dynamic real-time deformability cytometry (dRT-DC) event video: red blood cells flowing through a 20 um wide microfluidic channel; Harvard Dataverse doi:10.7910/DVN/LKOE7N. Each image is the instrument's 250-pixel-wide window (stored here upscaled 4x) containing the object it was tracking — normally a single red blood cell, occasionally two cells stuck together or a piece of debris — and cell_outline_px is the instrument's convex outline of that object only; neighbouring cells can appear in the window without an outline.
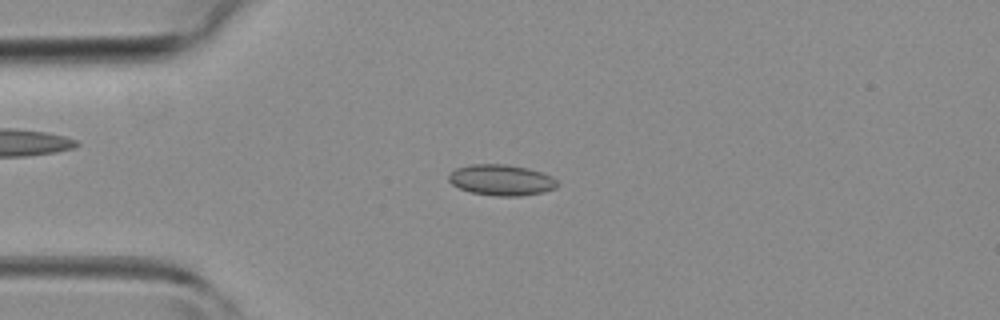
{"species": "common noctule bat (a hibernating species)", "species_latin": "Nyctalus noctula", "temperature_condition": "room temperature", "stored_images_in_passage": 44, "camera_frame_rate_fps": 3000, "um_per_image_px": 0.085, "animal": {"sex": "female", "body_mass_g": 19.3, "forearm_length_mm": 54.1}, "frame": {"image": 1, "passage_image": 10, "time_ms": 3.0, "image_size_px": [1000, 320], "cell_outline_px": [[560, 184], [556, 188], [544, 192], [520, 196], [496, 196], [472, 192], [460, 188], [452, 184], [448, 180], [448, 172], [456, 168], [472, 164], [504, 164], [528, 168], [552, 176]], "centroid_in_image_um": [42.62, 15.3], "position_along_channel_um": 42.4, "area_um2": 19.65}}
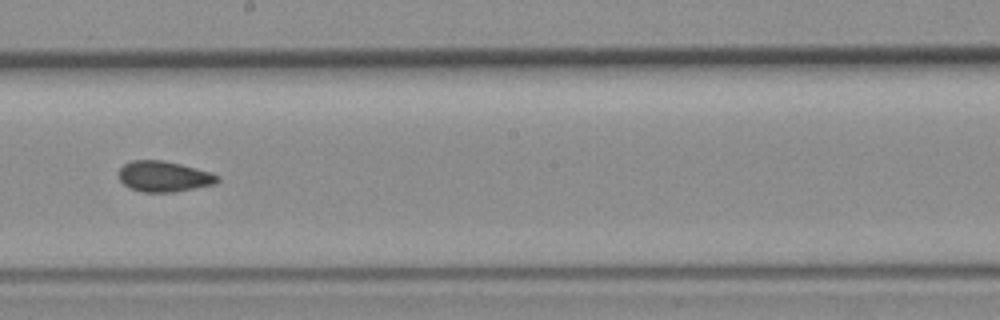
{"frame": {"image": 2, "passage_image": 24, "time_ms": 7.667, "image_size_px": [1000, 320], "cell_outline_px": [[220, 180], [216, 184], [172, 192], [144, 192], [128, 188], [120, 180], [120, 168], [124, 164], [132, 160], [160, 160], [180, 164], [212, 172], [220, 176]], "centroid_in_image_um": [13.96, 15.0], "position_along_channel_um": 234.2, "area_um2": 17.63}}
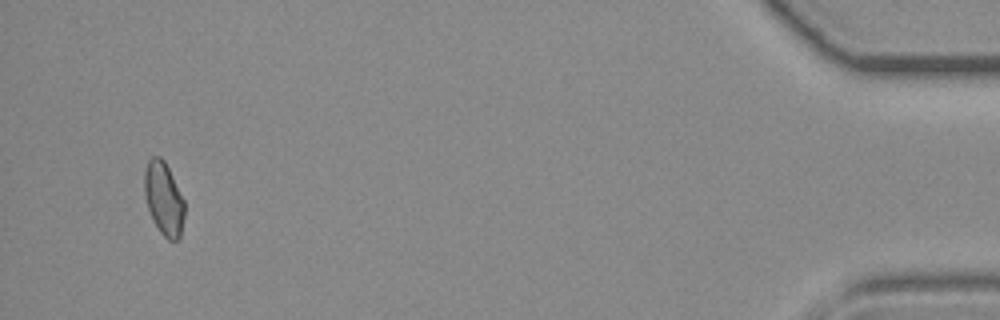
{"frame": {"image": 3, "passage_image": 42, "time_ms": 13.667, "image_size_px": [1000, 320], "cell_outline_px": [[184, 216], [180, 236], [176, 240], [168, 240], [160, 232], [148, 208], [144, 196], [144, 172], [148, 160], [152, 156], [160, 156], [164, 160], [184, 200]], "centroid_in_image_um": [13.91, 16.86], "position_along_channel_um": 421.3, "area_um2": 16.88}}